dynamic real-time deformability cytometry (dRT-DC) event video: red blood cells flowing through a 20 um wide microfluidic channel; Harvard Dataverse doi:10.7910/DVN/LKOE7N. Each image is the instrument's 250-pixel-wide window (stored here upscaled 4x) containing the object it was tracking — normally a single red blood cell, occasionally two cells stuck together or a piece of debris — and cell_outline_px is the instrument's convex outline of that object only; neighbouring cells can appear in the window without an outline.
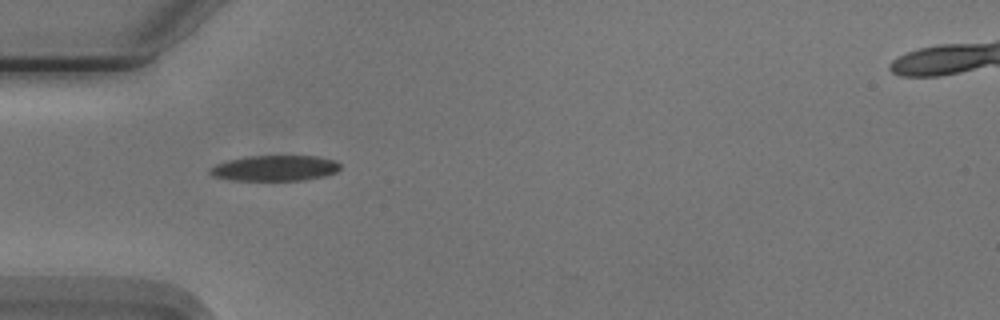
{"species": "Egyptian fruit bat (a non-hibernating species)", "species_latin": "Rousettus aegyptiacus", "temperature_condition": "cold", "stored_images_in_passage": 39, "camera_frame_rate_fps": 3000, "um_per_image_px": 0.085, "animal": {"sex": "male"}, "frame": {"image": 1, "passage_image": 1, "time_ms": 0.0, "image_size_px": [1000, 320], "cell_outline_px": [[340, 168], [336, 172], [324, 176], [304, 180], [228, 180], [212, 176], [208, 172], [208, 168], [216, 164], [228, 160], [244, 156], [316, 156], [336, 160], [340, 164]], "centroid_in_image_um": [23.33, 14.29], "position_along_channel_um": 61.7, "area_um2": 19.59}}
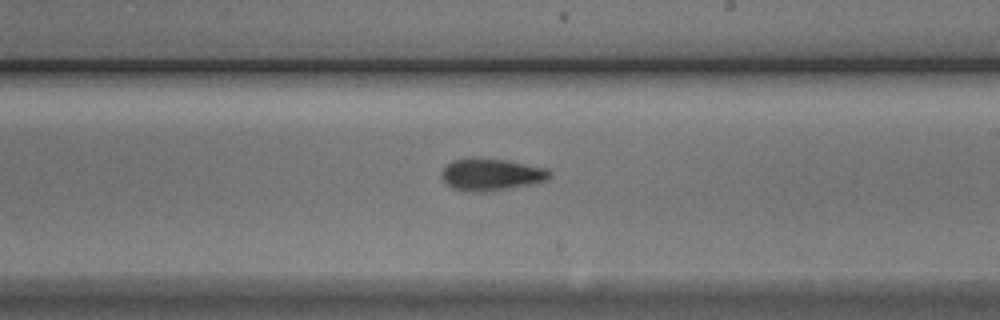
{"frame": {"image": 2, "passage_image": 16, "time_ms": 5.0, "image_size_px": [1000, 320], "cell_outline_px": [[552, 176], [544, 180], [528, 184], [508, 188], [484, 192], [468, 192], [452, 188], [440, 176], [440, 172], [452, 160], [472, 156], [480, 156], [508, 160], [548, 168], [552, 172]], "centroid_in_image_um": [41.72, 14.8], "position_along_channel_um": 247.3, "area_um2": 20.58}}
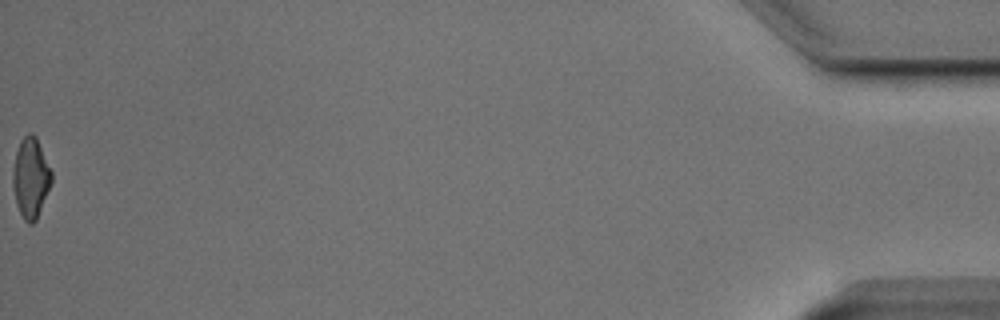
{"frame": {"image": 3, "passage_image": 39, "time_ms": 12.667, "image_size_px": [1000, 320], "cell_outline_px": [[52, 180], [36, 220], [32, 224], [28, 224], [24, 220], [16, 204], [12, 184], [12, 172], [16, 152], [20, 140], [28, 132], [32, 132], [36, 136], [52, 172]], "centroid_in_image_um": [2.59, 15.09], "position_along_channel_um": 432.6, "area_um2": 18.03}, "authors_computed_cell_mechanics": {"area_um2": 19.0162, "velocity_mm_per_s": 3.7521, "shape_relaxation_time_tau1_ms": 5.4215, "shape_relaxation_time_tau2_ms": 4.0654, "deformation_change_tau1": 0.1423, "deformation_change_tau2": 0.1199}}